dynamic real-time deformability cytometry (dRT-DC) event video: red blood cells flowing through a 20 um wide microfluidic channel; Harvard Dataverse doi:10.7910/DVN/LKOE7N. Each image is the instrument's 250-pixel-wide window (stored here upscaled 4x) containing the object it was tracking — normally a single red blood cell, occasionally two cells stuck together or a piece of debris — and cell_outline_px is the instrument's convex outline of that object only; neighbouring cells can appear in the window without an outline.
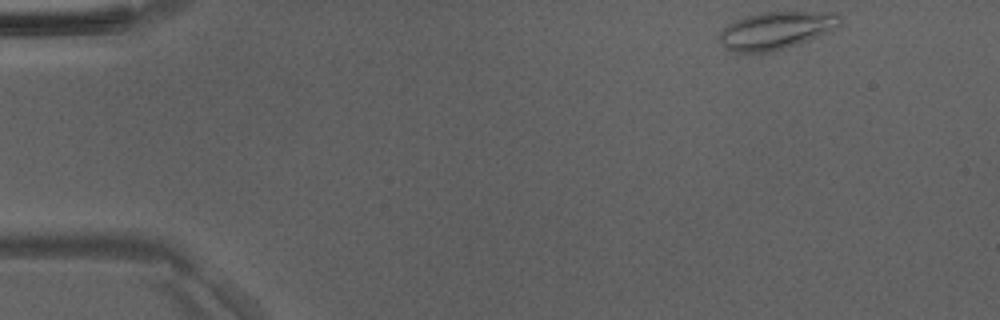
{"species": "Egyptian fruit bat (a non-hibernating species)", "species_latin": "Rousettus aegyptiacus", "temperature_condition": "room temperature", "stored_images_in_passage": 45, "camera_frame_rate_fps": 3000, "um_per_image_px": 0.085, "animal": {"sex": "male"}, "frame": {"image": 1, "passage_image": 1, "time_ms": 0.0, "image_size_px": [1000, 320], "cell_outline_px": [[840, 28], [832, 32], [772, 52], [732, 52], [724, 48], [720, 40], [720, 32], [728, 24], [744, 16], [760, 12], [836, 12], [840, 16]], "centroid_in_image_um": [66.0, 2.58], "position_along_channel_um": 19.0, "area_um2": 26.59}}
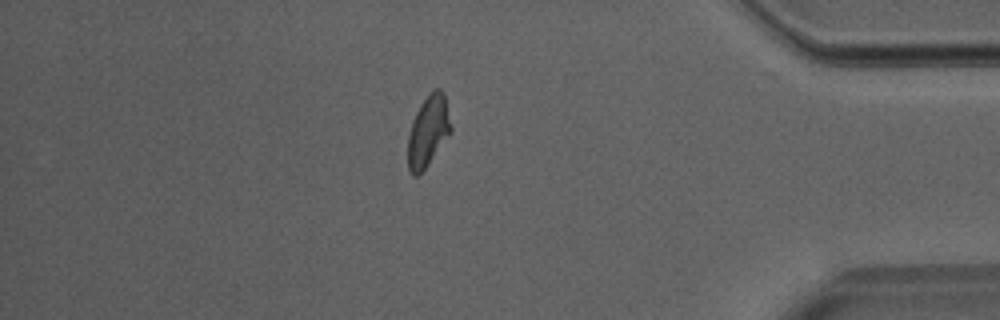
{"frame": {"image": 2, "passage_image": 38, "time_ms": 12.333, "image_size_px": [1000, 320], "cell_outline_px": [[452, 132], [428, 164], [416, 176], [412, 176], [408, 168], [408, 132], [412, 120], [420, 104], [432, 88], [440, 88], [444, 92], [452, 128]], "centroid_in_image_um": [36.39, 11.1], "position_along_channel_um": 398.8, "area_um2": 17.98}}
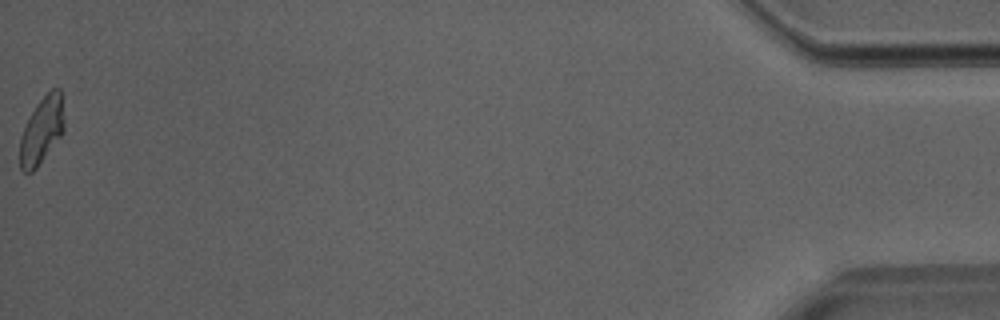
{"frame": {"image": 3, "passage_image": 45, "time_ms": 14.667, "image_size_px": [1000, 320], "cell_outline_px": [[64, 132], [36, 168], [32, 172], [24, 172], [20, 168], [20, 136], [36, 104], [52, 88], [60, 88], [64, 124]], "centroid_in_image_um": [3.55, 11.1], "position_along_channel_um": 431.7, "area_um2": 16.99}}